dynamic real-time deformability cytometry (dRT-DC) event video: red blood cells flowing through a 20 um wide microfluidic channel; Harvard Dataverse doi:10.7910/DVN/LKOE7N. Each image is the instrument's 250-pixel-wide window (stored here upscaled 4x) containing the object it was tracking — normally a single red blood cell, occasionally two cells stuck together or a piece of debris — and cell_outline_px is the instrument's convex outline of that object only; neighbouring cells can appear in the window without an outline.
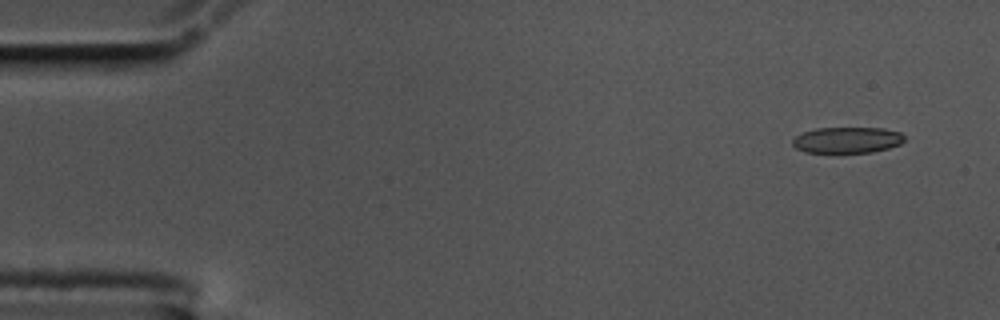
{"species": "common noctule bat (a hibernating species)", "species_latin": "Nyctalus noctula", "temperature_condition": "cold", "stored_images_in_passage": 54, "camera_frame_rate_fps": 3000, "um_per_image_px": 0.085, "animal": {"sex": "male", "body_mass_g": 17.5, "forearm_length_mm": 52.3}, "frame": {"image": 1, "passage_image": 1, "time_ms": 0.0, "image_size_px": [1000, 320], "cell_outline_px": [[904, 140], [900, 144], [888, 148], [872, 152], [836, 156], [804, 152], [796, 148], [792, 144], [792, 140], [796, 136], [804, 132], [816, 128], [884, 128], [900, 132], [904, 136]], "centroid_in_image_um": [71.97, 11.96], "position_along_channel_um": 13.0, "area_um2": 17.86}}
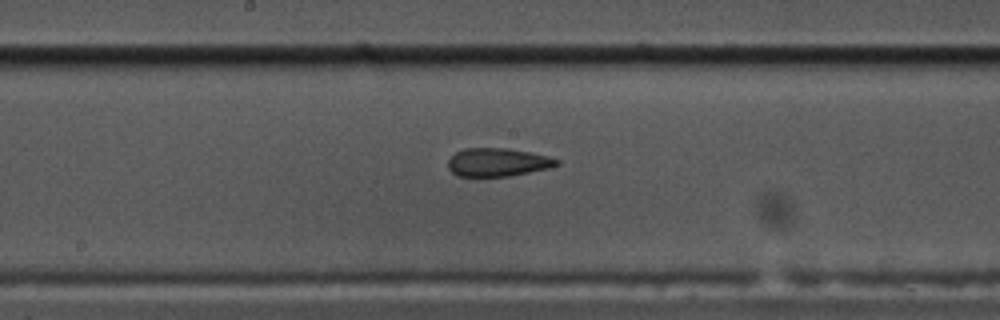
{"frame": {"image": 2, "passage_image": 27, "time_ms": 8.667, "image_size_px": [1000, 320], "cell_outline_px": [[560, 164], [548, 168], [508, 176], [456, 176], [448, 168], [448, 160], [456, 152], [464, 148], [508, 148], [532, 152], [548, 156], [560, 160]], "centroid_in_image_um": [42.3, 13.78], "position_along_channel_um": 205.9, "area_um2": 17.92}}
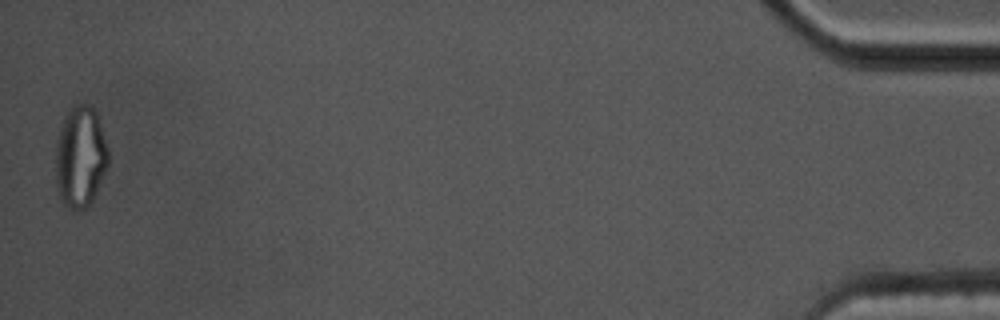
{"frame": {"image": 3, "passage_image": 54, "time_ms": 17.667, "image_size_px": [1000, 320], "cell_outline_px": [[108, 164], [96, 192], [92, 200], [84, 208], [72, 212], [64, 204], [60, 196], [56, 184], [56, 140], [64, 116], [76, 104], [88, 104], [96, 112], [108, 148]], "centroid_in_image_um": [6.82, 13.34], "position_along_channel_um": 428.4, "area_um2": 30.92}, "authors_computed_cell_mechanics": {"area_um2": 18.6983, "velocity_mm_per_s": 3.5149, "shape_relaxation_time_tau1_ms": null, "shape_relaxation_time_tau2_ms": 2.4286, "deformation_change_tau1": null, "deformation_change_tau2": 0.0911}}